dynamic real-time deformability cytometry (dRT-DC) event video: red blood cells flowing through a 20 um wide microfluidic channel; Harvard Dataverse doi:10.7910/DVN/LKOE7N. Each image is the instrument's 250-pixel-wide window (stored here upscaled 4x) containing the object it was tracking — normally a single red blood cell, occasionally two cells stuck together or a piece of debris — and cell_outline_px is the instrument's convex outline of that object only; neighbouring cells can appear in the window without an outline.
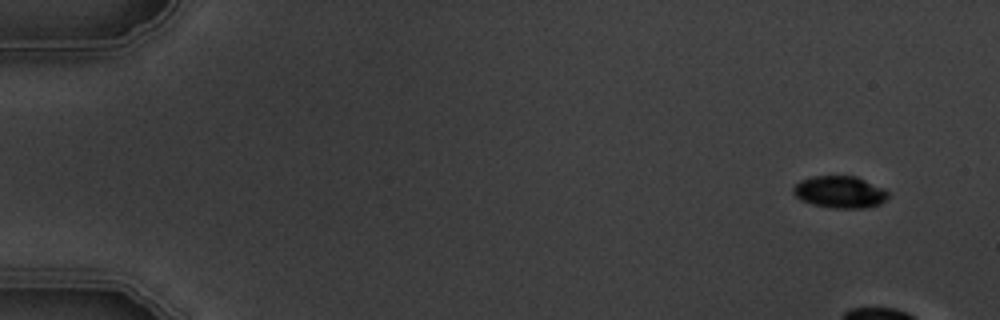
{"species": "common noctule bat (a hibernating species)", "species_latin": "Nyctalus noctula", "temperature_condition": "warm", "stored_images_in_passage": 7, "camera_frame_rate_fps": 3000, "um_per_image_px": 0.085, "animal": {"sex": "male", "body_mass_g": 19.5, "forearm_length_mm": 54.6}, "frame": {"image": 1, "passage_image": 1, "time_ms": 0.0, "image_size_px": [1000, 320], "cell_outline_px": [[888, 196], [880, 204], [864, 208], [832, 208], [812, 204], [800, 200], [792, 192], [792, 188], [800, 180], [812, 176], [856, 176], [884, 188], [888, 192]], "centroid_in_image_um": [71.36, 16.32], "position_along_channel_um": 13.6, "area_um2": 17.74}}